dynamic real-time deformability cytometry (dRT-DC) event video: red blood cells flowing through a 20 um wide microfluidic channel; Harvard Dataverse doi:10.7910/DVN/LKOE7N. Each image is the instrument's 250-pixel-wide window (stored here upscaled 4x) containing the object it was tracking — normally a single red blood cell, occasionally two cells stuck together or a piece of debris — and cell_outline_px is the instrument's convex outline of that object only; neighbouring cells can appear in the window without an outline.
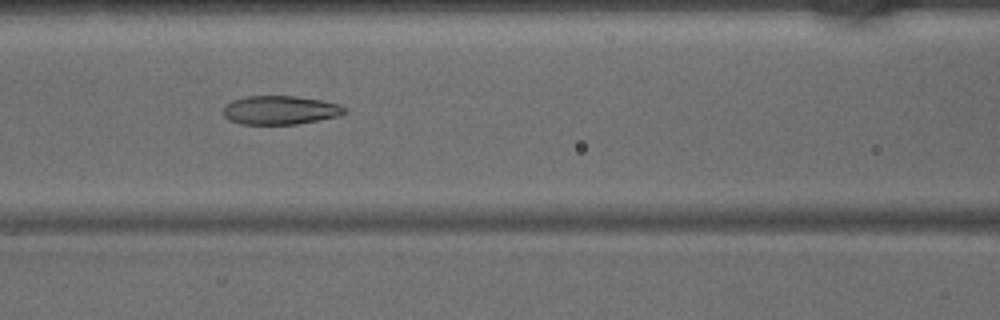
{"species": "common noctule bat (a hibernating species)", "species_latin": "Nyctalus noctula", "temperature_condition": "warm", "stored_images_in_passage": 39, "camera_frame_rate_fps": 3000, "um_per_image_px": 0.085, "animal": {"sex": "male", "body_mass_g": 15.6}, "frame": {"image": 1, "passage_image": 13, "time_ms": 4.0, "image_size_px": [1000, 320], "cell_outline_px": [[344, 112], [336, 116], [296, 124], [240, 124], [228, 120], [224, 116], [224, 104], [232, 100], [244, 96], [296, 96], [320, 100], [336, 104], [344, 108]], "centroid_in_image_um": [23.7, 9.35], "position_along_channel_um": 142.9, "area_um2": 20.06}}
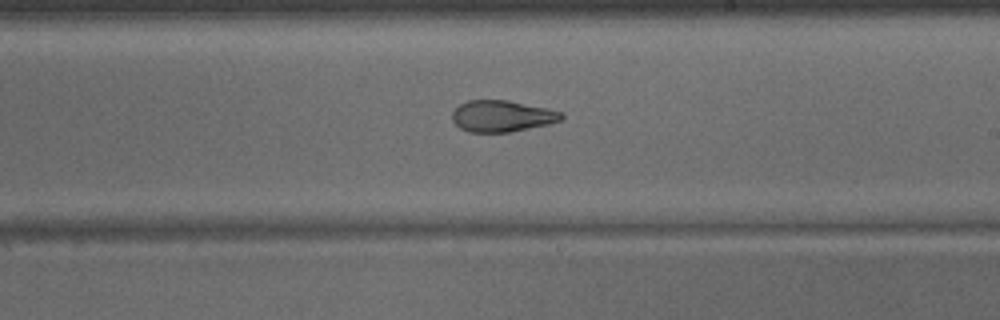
{"frame": {"image": 2, "passage_image": 20, "time_ms": 6.333, "image_size_px": [1000, 320], "cell_outline_px": [[564, 116], [560, 120], [548, 124], [508, 132], [468, 132], [460, 128], [452, 120], [452, 112], [460, 104], [468, 100], [508, 100], [548, 108], [560, 112]], "centroid_in_image_um": [42.64, 9.86], "position_along_channel_um": 246.4, "area_um2": 19.88}}
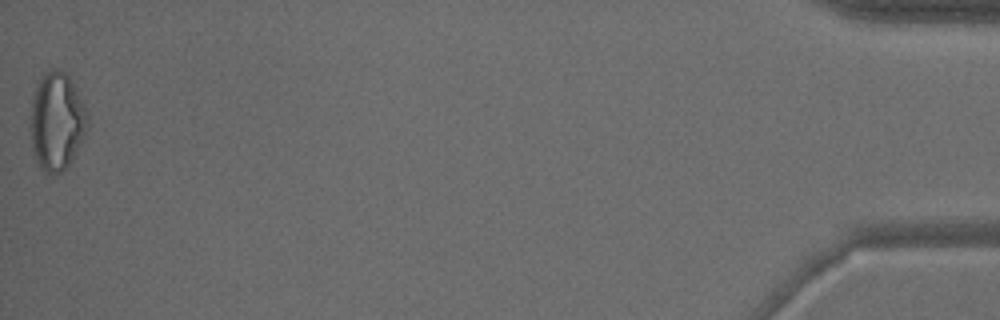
{"frame": {"image": 3, "passage_image": 39, "time_ms": 12.667, "image_size_px": [1000, 320], "cell_outline_px": [[88, 124], [72, 160], [60, 172], [52, 176], [48, 176], [40, 168], [36, 160], [32, 148], [28, 128], [28, 116], [36, 88], [40, 76], [44, 72], [52, 68], [60, 68], [72, 80], [88, 116]], "centroid_in_image_um": [4.76, 10.32], "position_along_channel_um": 430.4, "area_um2": 32.95}}